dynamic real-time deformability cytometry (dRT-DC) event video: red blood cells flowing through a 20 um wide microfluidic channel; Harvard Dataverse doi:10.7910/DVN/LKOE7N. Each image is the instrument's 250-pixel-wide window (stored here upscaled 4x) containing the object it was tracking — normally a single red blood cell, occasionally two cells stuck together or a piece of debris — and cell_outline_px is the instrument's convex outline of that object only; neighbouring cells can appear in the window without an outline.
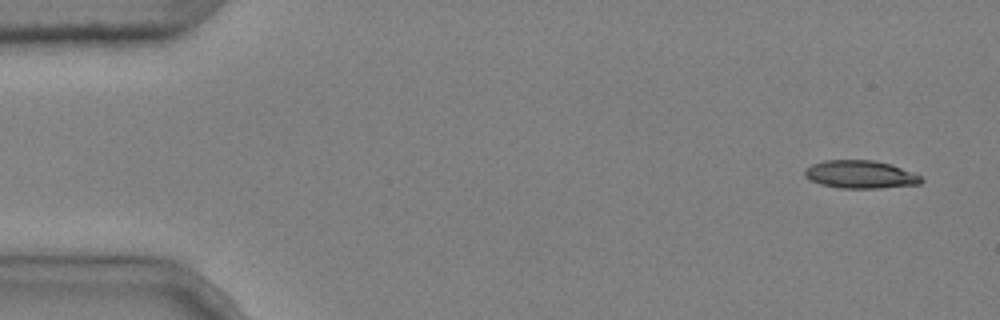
{"species": "common noctule bat (a hibernating species)", "species_latin": "Nyctalus noctula", "temperature_condition": "cold", "stored_images_in_passage": 5, "segment_of_instrument_passage": [2, 2], "camera_frame_rate_fps": 3000, "um_per_image_px": 0.085, "animal": {"sex": "male", "body_mass_g": 20.4}, "frame": {"image": 1, "passage_image": 5, "time_ms": 1.333, "image_size_px": [1000, 320], "cell_outline_px": [[924, 180], [920, 184], [880, 188], [840, 188], [820, 184], [804, 176], [804, 168], [812, 164], [824, 160], [872, 160], [892, 164], [924, 176]], "centroid_in_image_um": [73.17, 14.82], "position_along_channel_um": 11.8, "area_um2": 19.19}}